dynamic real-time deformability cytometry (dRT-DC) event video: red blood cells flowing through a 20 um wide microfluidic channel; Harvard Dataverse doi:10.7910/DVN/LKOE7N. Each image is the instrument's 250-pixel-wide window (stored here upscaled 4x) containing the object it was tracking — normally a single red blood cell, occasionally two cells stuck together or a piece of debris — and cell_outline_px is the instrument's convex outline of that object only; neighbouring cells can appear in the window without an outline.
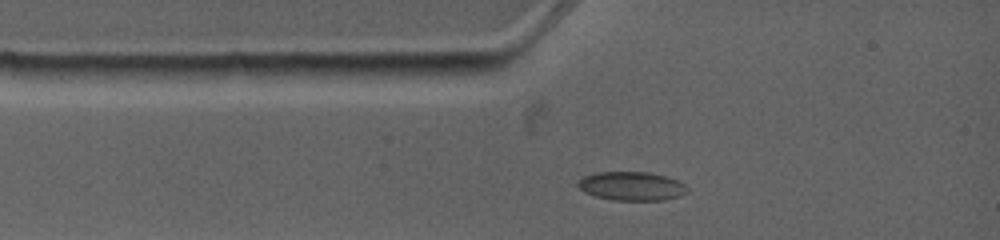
{"species": "common noctule bat (a hibernating species)", "species_latin": "Nyctalus noctula", "temperature_condition": "warm", "stored_images_in_passage": 6, "camera_frame_rate_fps": 4500, "um_per_image_px": 0.085, "animal": {"sex": "female", "body_mass_g": 19.0, "forearm_length_mm": 53.3}, "frame": {"image": 1, "passage_image": 2, "time_ms": 1.111, "image_size_px": [1000, 240], "cell_outline_px": [[688, 192], [680, 196], [664, 200], [612, 200], [596, 196], [584, 192], [576, 184], [584, 176], [596, 172], [648, 172], [668, 176], [684, 184], [688, 188]], "centroid_in_image_um": [53.71, 15.82], "position_along_channel_um": 31.3, "area_um2": 18.38}}
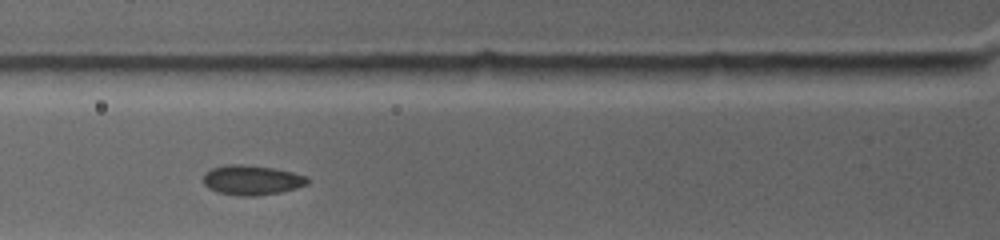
{"frame": {"image": 2, "passage_image": 4, "time_ms": 3.111, "image_size_px": [1000, 240], "cell_outline_px": [[308, 184], [296, 188], [280, 192], [256, 196], [236, 196], [216, 192], [208, 188], [204, 184], [204, 176], [212, 168], [228, 164], [240, 164], [272, 168], [292, 172], [304, 176], [308, 180]], "centroid_in_image_um": [21.38, 15.32], "position_along_channel_um": 104.4, "area_um2": 17.92}}
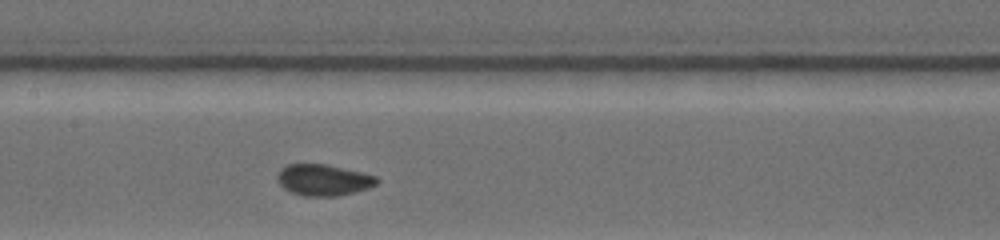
{"frame": {"image": 3, "passage_image": 6, "time_ms": 5.111, "image_size_px": [1000, 240], "cell_outline_px": [[380, 180], [376, 184], [368, 188], [356, 192], [336, 196], [304, 196], [292, 192], [284, 188], [276, 180], [276, 176], [280, 168], [288, 164], [328, 164], [376, 176]], "centroid_in_image_um": [27.47, 15.29], "position_along_channel_um": 179.9, "area_um2": 18.21}}